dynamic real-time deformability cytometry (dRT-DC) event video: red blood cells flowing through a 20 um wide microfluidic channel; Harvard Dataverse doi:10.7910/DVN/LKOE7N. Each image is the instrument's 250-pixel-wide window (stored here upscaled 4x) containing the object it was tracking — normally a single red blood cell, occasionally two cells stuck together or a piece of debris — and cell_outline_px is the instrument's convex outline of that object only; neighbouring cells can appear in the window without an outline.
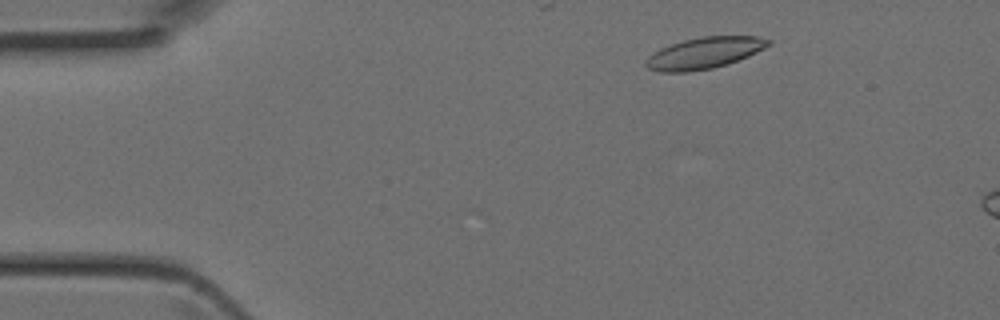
{"species": "Egyptian fruit bat (a non-hibernating species)", "species_latin": "Rousettus aegyptiacus", "temperature_condition": "room temperature", "stored_images_in_passage": 9, "camera_frame_rate_fps": 3000, "um_per_image_px": 0.085, "animal": {"sex": "female"}, "frame": {"image": 1, "passage_image": 4, "time_ms": 1.0, "image_size_px": [1000, 320], "cell_outline_px": [[772, 44], [748, 56], [728, 64], [712, 68], [688, 72], [660, 72], [648, 68], [644, 64], [644, 60], [648, 56], [660, 48], [684, 40], [704, 36], [760, 36], [772, 40]], "centroid_in_image_um": [59.87, 4.5], "position_along_channel_um": 25.1, "area_um2": 22.48}}